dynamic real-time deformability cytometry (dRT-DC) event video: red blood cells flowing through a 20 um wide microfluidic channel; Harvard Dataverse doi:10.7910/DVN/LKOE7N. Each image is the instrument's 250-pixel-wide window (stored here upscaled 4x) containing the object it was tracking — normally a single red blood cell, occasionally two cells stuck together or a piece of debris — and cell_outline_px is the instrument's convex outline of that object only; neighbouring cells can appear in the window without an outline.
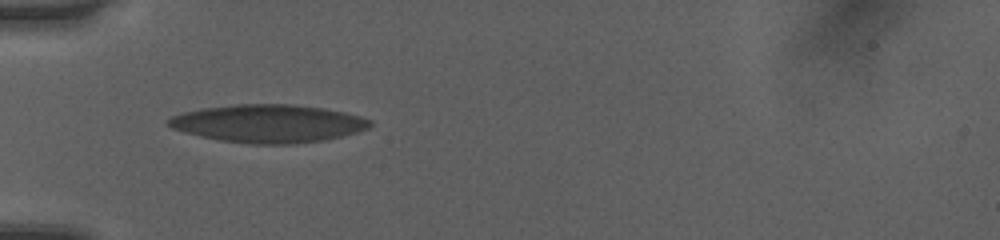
{"species": "human", "species_latin": "Homo sapiens", "temperature_condition": "room temperature", "stored_images_in_passage": 35, "camera_frame_rate_fps": 3000, "um_per_image_px": 0.085, "donor": {"sex": "female"}, "frame": {"image": 1, "passage_image": 1, "time_ms": 0.0, "image_size_px": [1000, 240], "cell_outline_px": [[372, 124], [368, 128], [340, 136], [320, 140], [296, 144], [252, 144], [220, 140], [184, 132], [172, 128], [168, 124], [168, 120], [172, 116], [184, 112], [204, 108], [236, 104], [292, 104], [320, 108], [344, 112], [372, 120]], "centroid_in_image_um": [22.79, 10.5], "position_along_channel_um": 62.2, "area_um2": 44.04}}
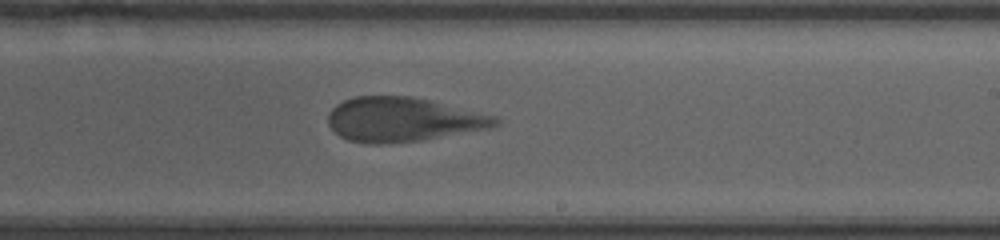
{"frame": {"image": 2, "passage_image": 16, "time_ms": 5.0, "image_size_px": [1000, 240], "cell_outline_px": [[500, 124], [484, 128], [416, 140], [388, 144], [368, 144], [348, 140], [340, 136], [328, 124], [328, 112], [336, 104], [344, 100], [356, 96], [412, 96], [496, 116], [500, 120]], "centroid_in_image_um": [34.16, 10.14], "position_along_channel_um": 254.8, "area_um2": 42.48}}
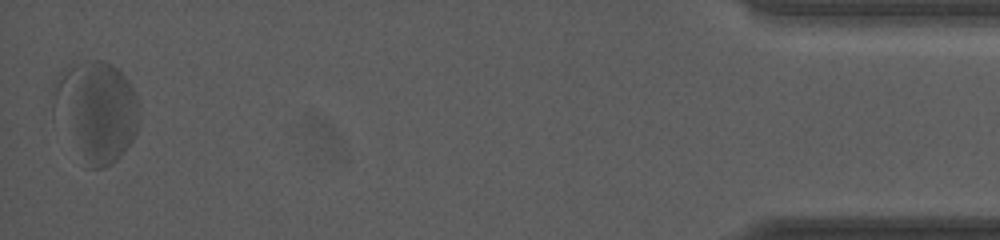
{"frame": {"image": 3, "passage_image": 35, "time_ms": 11.333, "image_size_px": [1000, 240], "cell_outline_px": [[136, 132], [132, 140], [124, 152], [112, 164], [104, 168], [92, 168], [56, 96], [56, 80], [60, 72], [68, 64], [92, 60], [104, 60], [112, 64], [128, 80], [136, 92]], "centroid_in_image_um": [8.37, 9.27], "position_along_channel_um": 426.8, "area_um2": 45.6}, "authors_computed_cell_mechanics": {"area_um2": 43.639, "velocity_mm_per_s": 3.97, "shape_relaxation_time_tau1_ms": 3.6887, "shape_relaxation_time_tau2_ms": 0.6314, "deformation_change_tau1": 0.1502, "deformation_change_tau2": 0.0704}}